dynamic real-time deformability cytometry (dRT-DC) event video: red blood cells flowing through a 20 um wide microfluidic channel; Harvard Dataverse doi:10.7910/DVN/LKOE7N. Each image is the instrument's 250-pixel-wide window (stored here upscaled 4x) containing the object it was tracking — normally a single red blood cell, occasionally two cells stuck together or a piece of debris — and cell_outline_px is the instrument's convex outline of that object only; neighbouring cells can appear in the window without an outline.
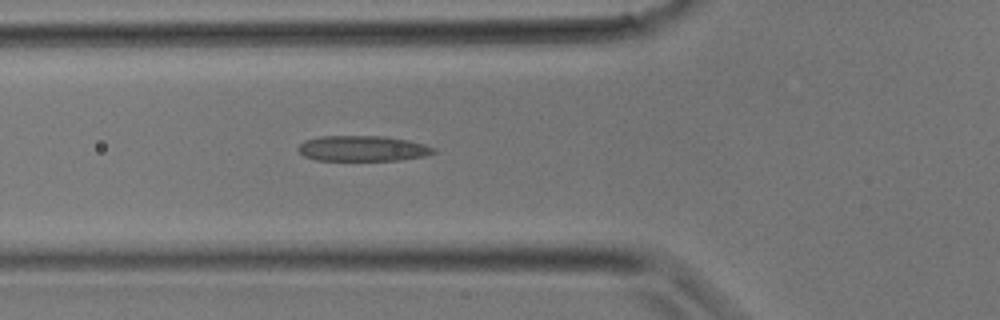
{"species": "common noctule bat (a hibernating species)", "species_latin": "Nyctalus noctula", "temperature_condition": "room temperature", "stored_images_in_passage": 32, "camera_frame_rate_fps": 3000, "um_per_image_px": 0.085, "animal": {"sex": "male", "body_mass_g": 17.9}, "frame": {"image": 1, "passage_image": 11, "time_ms": 3.333, "image_size_px": [1000, 320], "cell_outline_px": [[436, 152], [424, 156], [400, 160], [316, 160], [304, 156], [296, 148], [304, 140], [320, 136], [384, 136], [408, 140], [424, 144], [436, 148]], "centroid_in_image_um": [30.82, 12.61], "position_along_channel_um": 95.0, "area_um2": 20.17}}
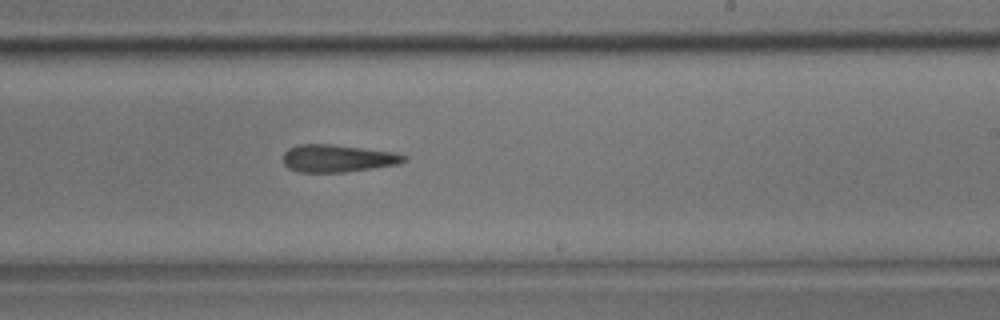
{"frame": {"image": 2, "passage_image": 19, "time_ms": 6.0, "image_size_px": [1000, 320], "cell_outline_px": [[408, 160], [400, 164], [344, 172], [296, 172], [288, 168], [284, 164], [284, 152], [288, 148], [296, 144], [332, 144], [392, 152], [408, 156]], "centroid_in_image_um": [28.69, 13.46], "position_along_channel_um": 260.3, "area_um2": 19.42}}
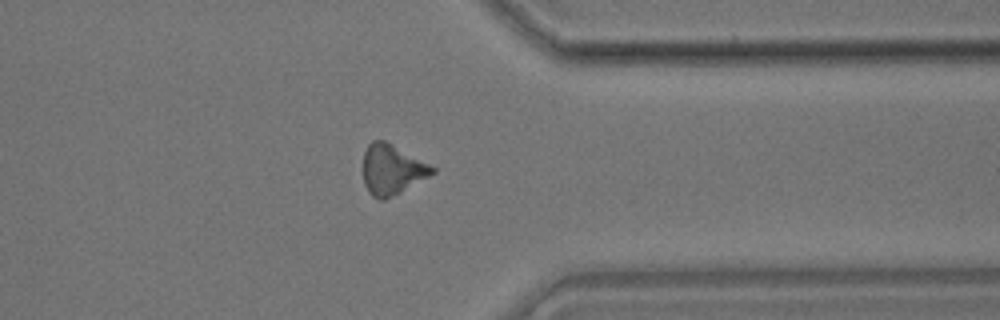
{"frame": {"image": 3, "passage_image": 25, "time_ms": 8.0, "image_size_px": [1000, 320], "cell_outline_px": [[436, 172], [400, 192], [384, 200], [380, 200], [372, 196], [368, 192], [364, 184], [364, 152], [368, 144], [372, 140], [384, 140], [436, 168]], "centroid_in_image_um": [33.29, 14.42], "position_along_channel_um": 378.1, "area_um2": 19.88}}